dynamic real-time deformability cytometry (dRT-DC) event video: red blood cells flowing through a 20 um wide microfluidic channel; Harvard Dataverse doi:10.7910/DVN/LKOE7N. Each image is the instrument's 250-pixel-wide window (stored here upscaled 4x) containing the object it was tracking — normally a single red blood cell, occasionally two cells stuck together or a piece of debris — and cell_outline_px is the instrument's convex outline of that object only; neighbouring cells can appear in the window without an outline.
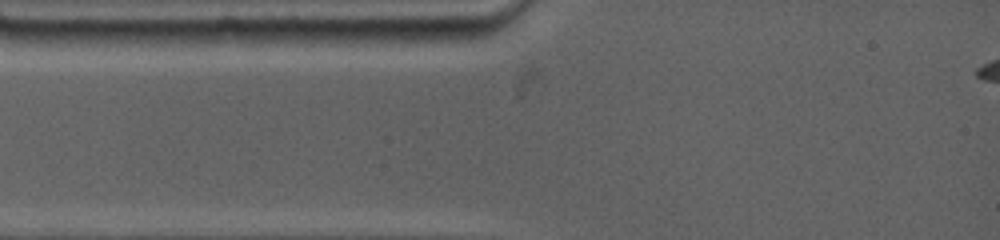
{"species": "common noctule bat (a hibernating species)", "species_latin": "Nyctalus noctula", "temperature_condition": "warm", "stored_images_in_passage": 3, "camera_frame_rate_fps": 4500, "um_per_image_px": 0.085, "animal": {"sex": "female", "body_mass_g": 19.0, "forearm_length_mm": 53.3}, "frame": {"image": 1, "passage_image": 2, "time_ms": 1.111, "image_size_px": [1000, 240], "cell_outline_px": [[284, 204], [264, 208], [220, 208], [120, 204], [116, 200], [172, 184], [280, 200]], "centroid_in_image_um": [16.77, 16.88], "position_along_channel_um": 68.2, "area_um2": 17.22}}